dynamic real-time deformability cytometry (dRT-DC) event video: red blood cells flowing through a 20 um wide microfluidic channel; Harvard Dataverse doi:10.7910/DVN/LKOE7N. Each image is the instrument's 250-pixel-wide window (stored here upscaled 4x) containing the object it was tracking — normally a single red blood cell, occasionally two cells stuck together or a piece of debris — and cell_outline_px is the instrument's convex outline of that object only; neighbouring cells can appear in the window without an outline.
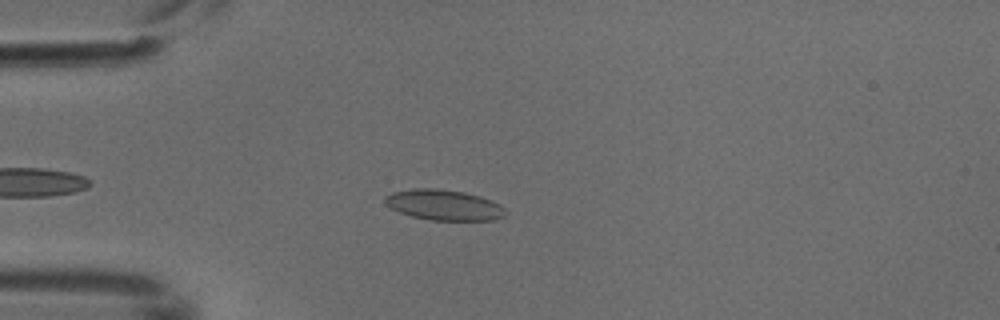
{"species": "common noctule bat (a hibernating species)", "species_latin": "Nyctalus noctula", "temperature_condition": "cold", "stored_images_in_passage": 3, "camera_frame_rate_fps": 3000, "um_per_image_px": 0.085, "animal": {"sex": "male", "body_mass_g": 18.8}, "frame": {"image": 1, "passage_image": 3, "time_ms": 0.667, "image_size_px": [1000, 320], "cell_outline_px": [[504, 216], [496, 220], [428, 220], [412, 216], [400, 212], [384, 204], [384, 196], [392, 192], [412, 188], [436, 188], [464, 192], [480, 196], [500, 204], [504, 208]], "centroid_in_image_um": [37.7, 17.41], "position_along_channel_um": 47.3, "area_um2": 21.5}}